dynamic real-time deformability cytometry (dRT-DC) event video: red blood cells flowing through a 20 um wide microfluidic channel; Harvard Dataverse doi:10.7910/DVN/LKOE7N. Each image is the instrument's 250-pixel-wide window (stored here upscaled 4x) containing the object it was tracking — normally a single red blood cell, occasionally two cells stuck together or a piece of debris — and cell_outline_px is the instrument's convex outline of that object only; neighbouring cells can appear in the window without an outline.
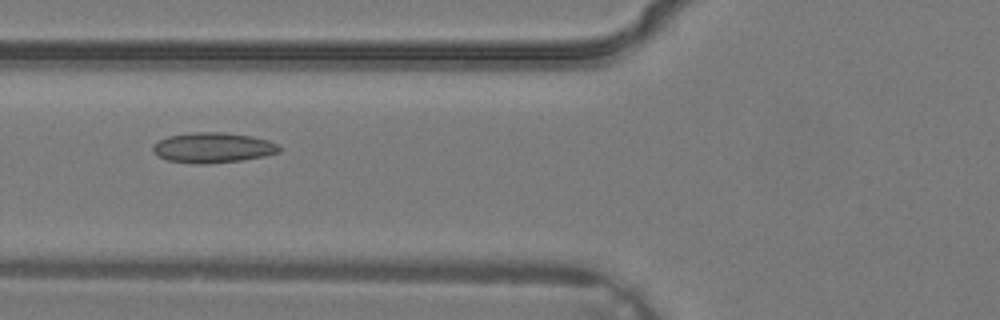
{"species": "common noctule bat (a hibernating species)", "species_latin": "Nyctalus noctula", "temperature_condition": "warm", "stored_images_in_passage": 5, "camera_frame_rate_fps": 3000, "um_per_image_px": 0.085, "animal": {"sex": "male", "body_mass_g": 19.2, "forearm_length_mm": 51.8}, "frame": {"image": 1, "passage_image": 5, "time_ms": 1.333, "image_size_px": [1000, 320], "cell_outline_px": [[284, 148], [280, 152], [264, 156], [240, 160], [208, 164], [196, 164], [168, 160], [156, 156], [152, 152], [152, 144], [168, 136], [192, 132], [224, 132], [252, 136], [268, 140], [280, 144]], "centroid_in_image_um": [18.11, 12.55], "position_along_channel_um": 107.7, "area_um2": 22.6}}